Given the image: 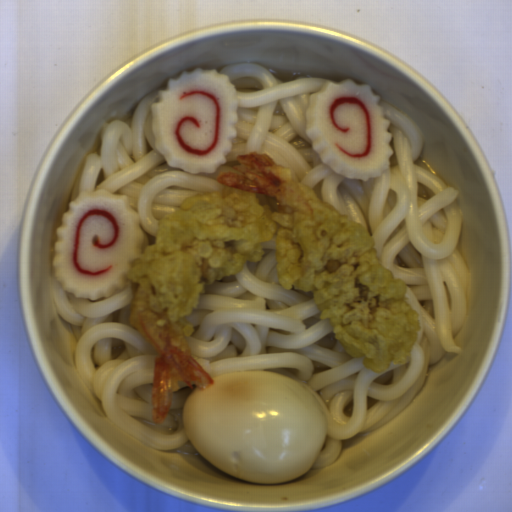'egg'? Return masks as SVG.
I'll return each instance as SVG.
<instances>
[{"label":"egg","mask_w":512,"mask_h":512,"mask_svg":"<svg viewBox=\"0 0 512 512\" xmlns=\"http://www.w3.org/2000/svg\"><path fill=\"white\" fill-rule=\"evenodd\" d=\"M182 408L185 434L212 464L261 484L295 480L315 464L328 436L327 414L293 378L248 370L211 376Z\"/></svg>","instance_id":"egg-1"}]
</instances>
